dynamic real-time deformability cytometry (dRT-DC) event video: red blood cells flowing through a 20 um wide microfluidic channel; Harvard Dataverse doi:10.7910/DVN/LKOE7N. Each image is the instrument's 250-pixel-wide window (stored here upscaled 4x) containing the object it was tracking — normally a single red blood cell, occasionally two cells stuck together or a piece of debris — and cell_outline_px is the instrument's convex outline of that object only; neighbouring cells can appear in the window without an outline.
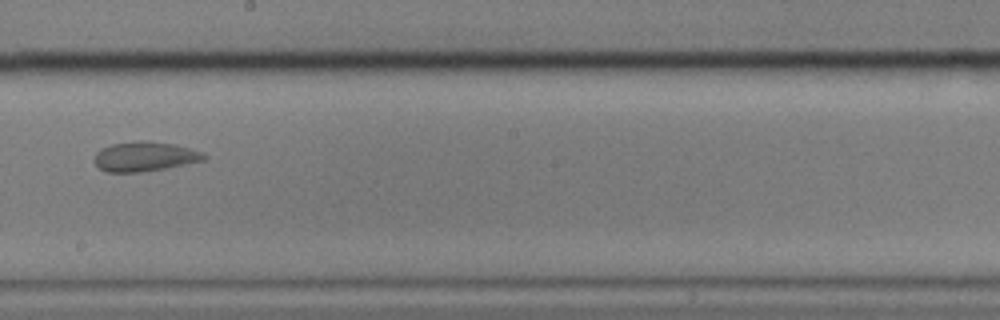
{"species": "common noctule bat (a hibernating species)", "species_latin": "Nyctalus noctula", "temperature_condition": "cold", "stored_images_in_passage": 16, "camera_frame_rate_fps": 3000, "um_per_image_px": 0.085, "animal": {"sex": "male", "body_mass_g": 17.9}, "frame": {"image": 1, "passage_image": 9, "time_ms": 10.333, "image_size_px": [1000, 320], "cell_outline_px": [[208, 156], [204, 160], [164, 168], [140, 172], [108, 172], [100, 168], [92, 160], [96, 152], [100, 148], [112, 144], [140, 140], [144, 140], [176, 144], [204, 152]], "centroid_in_image_um": [12.29, 13.29], "position_along_channel_um": 235.9, "area_um2": 19.02}}
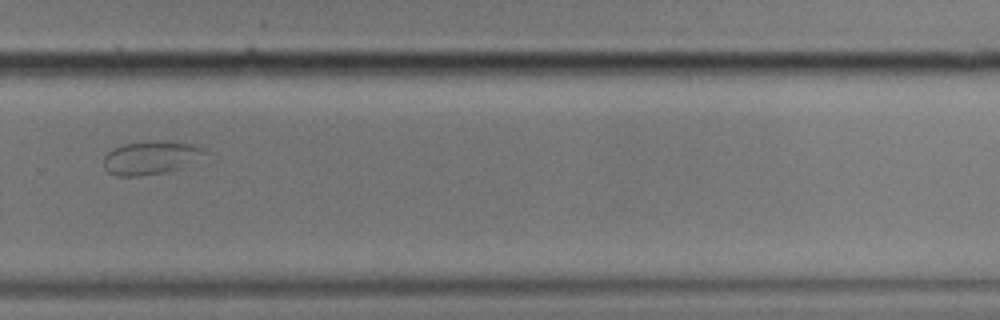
{"frame": {"image": 2, "passage_image": 11, "time_ms": 12.667, "image_size_px": [1000, 320], "cell_outline_px": [[208, 152], [184, 168], [168, 172], [140, 176], [116, 176], [108, 172], [104, 168], [104, 156], [108, 152], [124, 144], [148, 140], [176, 140], [192, 144], [204, 148]], "centroid_in_image_um": [12.86, 13.39], "position_along_channel_um": 316.9, "area_um2": 20.17}}
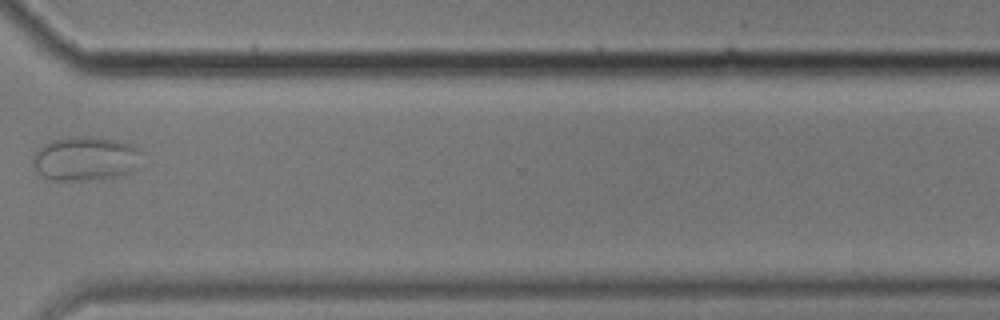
{"frame": {"image": 3, "passage_image": 12, "time_ms": 14.0, "image_size_px": [1000, 320], "cell_outline_px": [[136, 152], [128, 168], [124, 172], [112, 176], [84, 180], [48, 180], [40, 176], [32, 164], [32, 156], [36, 148], [52, 140], [72, 136], [92, 136], [116, 140], [128, 144], [136, 148]], "centroid_in_image_um": [6.99, 13.45], "position_along_channel_um": 363.6, "area_um2": 26.88}}